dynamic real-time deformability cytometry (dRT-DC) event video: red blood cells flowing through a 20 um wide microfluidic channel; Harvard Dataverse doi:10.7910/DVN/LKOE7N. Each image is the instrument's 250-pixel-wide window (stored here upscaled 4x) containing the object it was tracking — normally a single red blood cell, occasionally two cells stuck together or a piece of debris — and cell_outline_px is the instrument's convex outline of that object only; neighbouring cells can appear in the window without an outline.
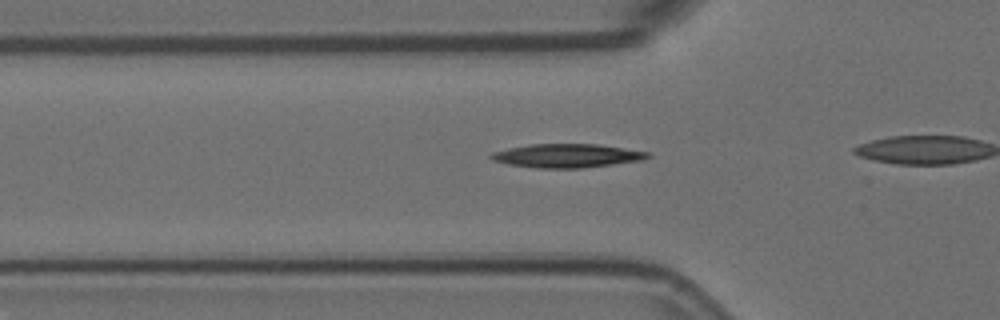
{"species": "Egyptian fruit bat (a non-hibernating species)", "species_latin": "Rousettus aegyptiacus", "temperature_condition": "room temperature", "stored_images_in_passage": 5, "camera_frame_rate_fps": 3000, "um_per_image_px": 0.085, "animal": {"sex": "female"}, "frame": {"image": 1, "passage_image": 2, "time_ms": 0.333, "image_size_px": [1000, 320], "cell_outline_px": [[652, 156], [644, 160], [584, 168], [536, 168], [508, 164], [492, 160], [488, 156], [492, 152], [508, 148], [532, 144], [596, 144], [648, 152]], "centroid_in_image_um": [48.18, 13.24], "position_along_channel_um": 77.6, "area_um2": 21.62}}
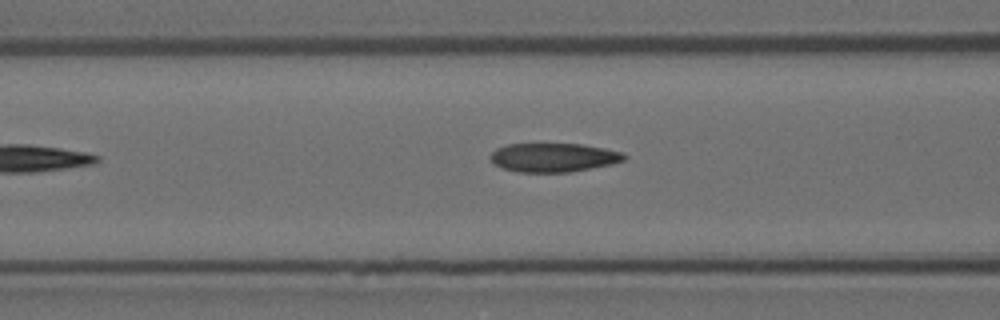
{"frame": {"image": 2, "passage_image": 4, "time_ms": 1.0, "image_size_px": [1000, 320], "cell_outline_px": [[628, 156], [624, 160], [612, 164], [568, 172], [520, 172], [500, 168], [488, 156], [496, 148], [508, 144], [580, 144], [604, 148], [624, 152]], "centroid_in_image_um": [47.05, 13.38], "position_along_channel_um": 119.5, "area_um2": 22.48}}
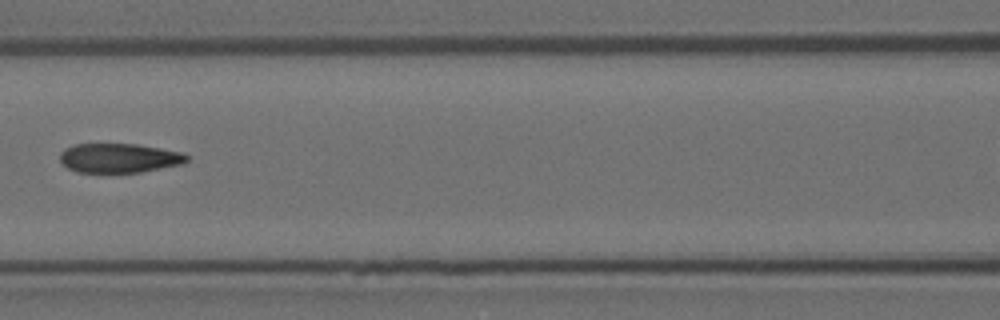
{"frame": {"image": 3, "passage_image": 5, "time_ms": 1.333, "image_size_px": [1000, 320], "cell_outline_px": [[188, 160], [184, 164], [140, 172], [76, 172], [68, 168], [60, 160], [60, 152], [64, 148], [72, 144], [136, 144], [184, 152], [188, 156]], "centroid_in_image_um": [10.14, 13.43], "position_along_channel_um": 156.5, "area_um2": 21.79}}